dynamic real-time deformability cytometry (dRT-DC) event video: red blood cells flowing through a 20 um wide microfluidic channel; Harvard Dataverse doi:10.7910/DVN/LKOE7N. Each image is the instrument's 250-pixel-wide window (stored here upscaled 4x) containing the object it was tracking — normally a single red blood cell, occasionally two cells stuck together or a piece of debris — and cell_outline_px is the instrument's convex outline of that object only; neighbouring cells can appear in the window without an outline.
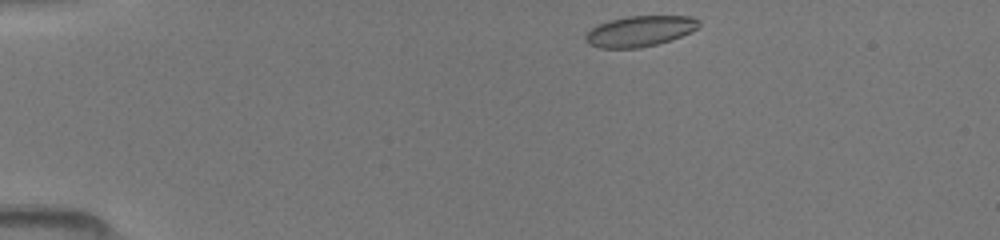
{"species": "common noctule bat (a hibernating species)", "species_latin": "Nyctalus noctula", "temperature_condition": "room temperature", "stored_images_in_passage": 41, "camera_frame_rate_fps": 3000, "um_per_image_px": 0.085, "animal": {"sex": "female", "body_mass_g": 19.5, "forearm_length_mm": 54.1}, "frame": {"image": 1, "passage_image": 1, "time_ms": 0.0, "image_size_px": [1000, 240], "cell_outline_px": [[700, 28], [672, 40], [640, 48], [600, 48], [588, 44], [584, 40], [584, 36], [596, 24], [608, 20], [628, 16], [692, 16], [700, 20]], "centroid_in_image_um": [54.39, 2.64], "position_along_channel_um": 30.6, "area_um2": 20.58}}
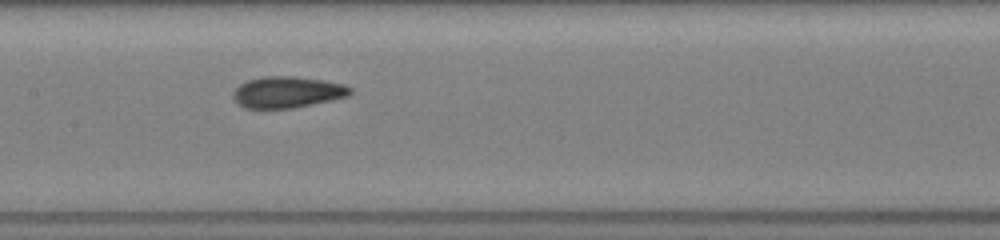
{"frame": {"image": 2, "passage_image": 17, "time_ms": 5.333, "image_size_px": [1000, 240], "cell_outline_px": [[352, 92], [348, 96], [332, 100], [292, 108], [244, 108], [232, 96], [232, 92], [240, 84], [248, 80], [264, 76], [296, 76], [324, 80], [344, 84], [352, 88]], "centroid_in_image_um": [24.44, 7.82], "position_along_channel_um": 183.0, "area_um2": 21.39}}
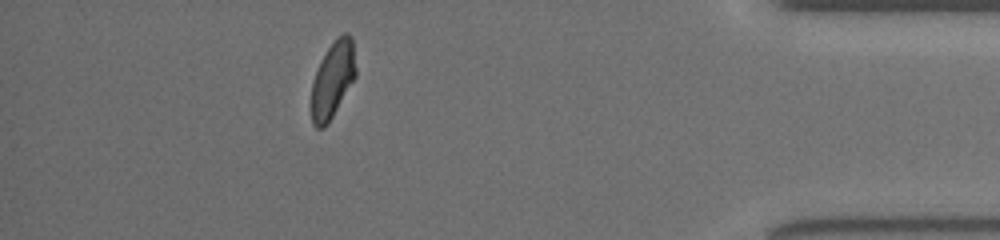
{"frame": {"image": 3, "passage_image": 36, "time_ms": 11.667, "image_size_px": [1000, 240], "cell_outline_px": [[356, 76], [328, 124], [324, 128], [316, 128], [312, 124], [312, 80], [320, 60], [336, 36], [344, 32], [348, 32], [352, 36], [356, 68]], "centroid_in_image_um": [28.29, 6.73], "position_along_channel_um": 406.9, "area_um2": 19.94}}